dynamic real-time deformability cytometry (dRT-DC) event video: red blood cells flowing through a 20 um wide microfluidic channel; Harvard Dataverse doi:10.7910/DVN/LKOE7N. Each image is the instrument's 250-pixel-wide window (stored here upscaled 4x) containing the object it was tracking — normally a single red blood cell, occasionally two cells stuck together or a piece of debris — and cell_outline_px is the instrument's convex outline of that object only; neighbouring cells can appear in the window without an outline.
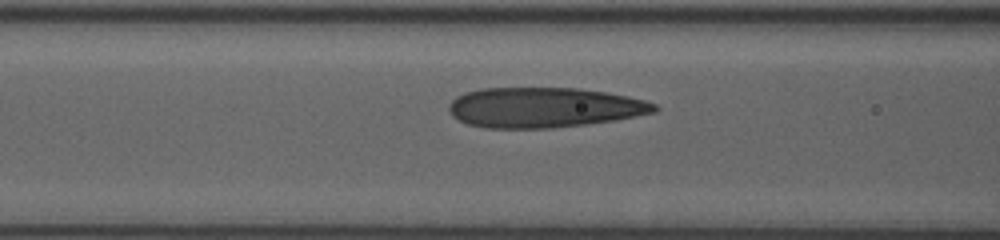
{"species": "human", "species_latin": "Homo sapiens", "temperature_condition": "room temperature", "stored_images_in_passage": 32, "camera_frame_rate_fps": 3000, "um_per_image_px": 0.085, "donor": {"sex": "female"}, "frame": {"image": 1, "passage_image": 10, "time_ms": 3.0, "image_size_px": [1000, 240], "cell_outline_px": [[660, 108], [656, 112], [616, 120], [552, 128], [484, 128], [468, 124], [452, 116], [448, 108], [448, 104], [456, 96], [464, 92], [480, 88], [580, 88], [628, 96], [644, 100], [656, 104]], "centroid_in_image_um": [46.23, 9.13], "position_along_channel_um": 120.4, "area_um2": 48.26}}
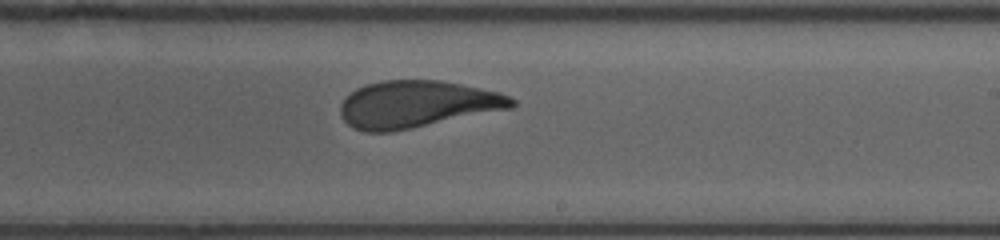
{"frame": {"image": 2, "passage_image": 20, "time_ms": 6.333, "image_size_px": [1000, 240], "cell_outline_px": [[516, 104], [512, 108], [392, 132], [364, 132], [352, 128], [340, 116], [340, 104], [356, 88], [380, 80], [440, 80], [500, 92], [516, 100]], "centroid_in_image_um": [35.42, 8.86], "position_along_channel_um": 253.6, "area_um2": 46.93}}
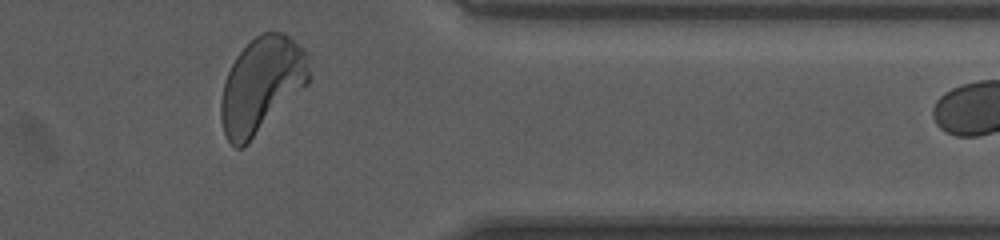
{"frame": {"image": 3, "passage_image": 31, "time_ms": 10.0, "image_size_px": [1000, 240], "cell_outline_px": [[312, 76], [308, 84], [248, 144], [240, 148], [236, 148], [224, 136], [220, 120], [220, 104], [224, 80], [236, 56], [256, 36], [264, 32], [280, 32], [288, 36], [304, 48], [308, 56]], "centroid_in_image_um": [22.24, 7.24], "position_along_channel_um": 389.2, "area_um2": 49.36}, "authors_computed_cell_mechanics": {"area_um2": 47.5116, "velocity_mm_per_s": 4.0048, "shape_relaxation_time_tau1_ms": 4.4274, "shape_relaxation_time_tau2_ms": 1.0433, "deformation_change_tau1": 0.1746, "deformation_change_tau2": 0.0829}}